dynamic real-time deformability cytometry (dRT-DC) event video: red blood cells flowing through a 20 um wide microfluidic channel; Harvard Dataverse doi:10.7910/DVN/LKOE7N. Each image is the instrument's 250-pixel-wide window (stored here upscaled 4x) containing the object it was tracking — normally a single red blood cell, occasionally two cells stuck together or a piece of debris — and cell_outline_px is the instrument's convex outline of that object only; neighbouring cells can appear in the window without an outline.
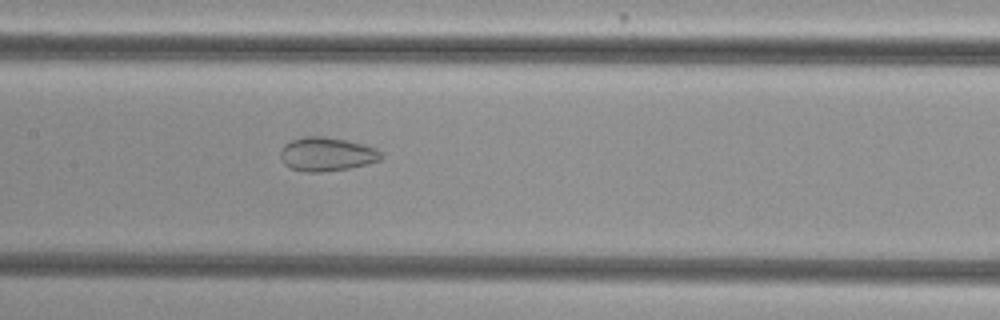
{"species": "common noctule bat (a hibernating species)", "species_latin": "Nyctalus noctula", "temperature_condition": "cold", "stored_images_in_passage": 8, "camera_frame_rate_fps": 3000, "um_per_image_px": 0.085, "animal": {"sex": "female", "body_mass_g": 29.2, "forearm_length_mm": 56.3}, "frame": {"image": 1, "passage_image": 8, "time_ms": 2.333, "image_size_px": [1000, 320], "cell_outline_px": [[384, 156], [380, 160], [368, 164], [348, 168], [320, 172], [304, 172], [288, 168], [280, 160], [280, 148], [284, 144], [292, 140], [304, 136], [324, 136], [348, 140], [364, 144], [376, 148]], "centroid_in_image_um": [27.74, 13.1], "position_along_channel_um": 179.7, "area_um2": 20.17}}